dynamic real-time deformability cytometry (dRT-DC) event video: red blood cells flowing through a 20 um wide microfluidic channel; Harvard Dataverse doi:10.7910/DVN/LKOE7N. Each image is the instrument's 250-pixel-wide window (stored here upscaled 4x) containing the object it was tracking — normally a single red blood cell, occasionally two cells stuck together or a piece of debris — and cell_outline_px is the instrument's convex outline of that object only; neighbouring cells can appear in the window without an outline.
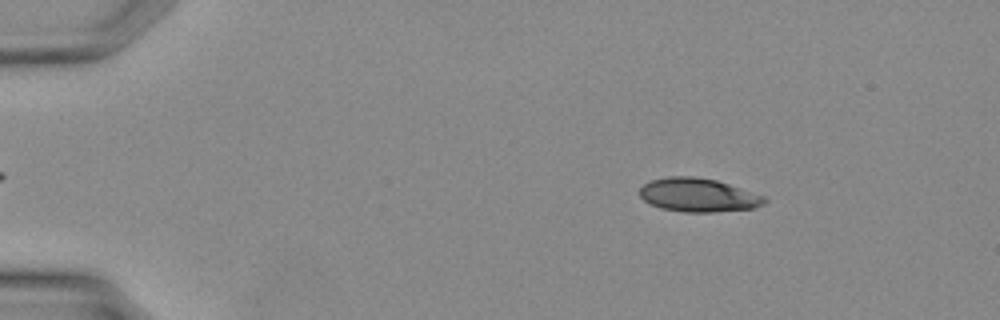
{"species": "Egyptian fruit bat (a non-hibernating species)", "species_latin": "Rousettus aegyptiacus", "temperature_condition": "warm", "stored_images_in_passage": 35, "camera_frame_rate_fps": 3000, "um_per_image_px": 0.085, "animal": {"sex": "female"}, "frame": {"image": 1, "passage_image": 4, "time_ms": 1.0, "image_size_px": [1000, 320], "cell_outline_px": [[768, 200], [764, 204], [756, 208], [712, 212], [684, 212], [660, 208], [644, 200], [640, 196], [640, 188], [644, 184], [652, 180], [668, 176], [696, 176], [716, 180], [764, 196]], "centroid_in_image_um": [59.36, 16.58], "position_along_channel_um": 25.6, "area_um2": 24.39}}
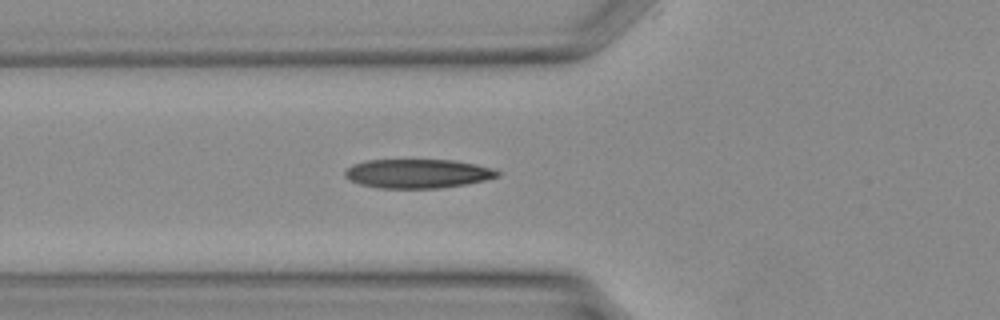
{"frame": {"image": 2, "passage_image": 12, "time_ms": 3.667, "image_size_px": [1000, 320], "cell_outline_px": [[500, 176], [484, 180], [464, 184], [440, 188], [380, 188], [360, 184], [348, 180], [344, 176], [344, 172], [352, 164], [364, 160], [452, 160], [476, 164], [496, 168], [500, 172]], "centroid_in_image_um": [35.5, 14.75], "position_along_channel_um": 90.3, "area_um2": 25.95}}
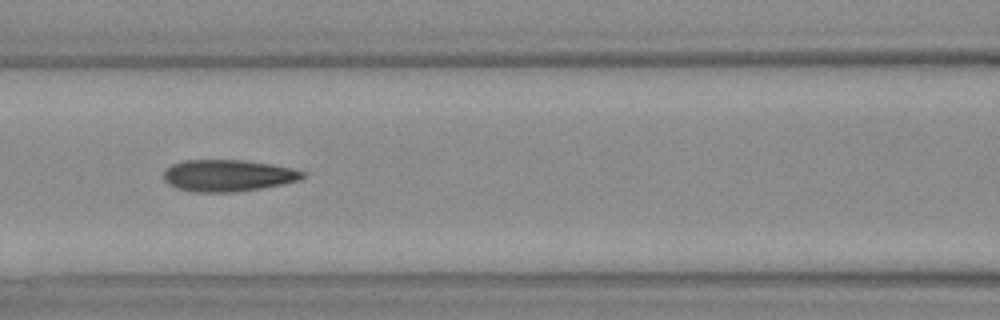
{"frame": {"image": 3, "passage_image": 15, "time_ms": 4.667, "image_size_px": [1000, 320], "cell_outline_px": [[304, 176], [300, 180], [260, 188], [232, 192], [192, 192], [176, 188], [168, 184], [164, 180], [164, 168], [172, 164], [184, 160], [244, 160], [272, 164], [292, 168], [304, 172]], "centroid_in_image_um": [19.32, 14.91], "position_along_channel_um": 147.3, "area_um2": 25.72}}